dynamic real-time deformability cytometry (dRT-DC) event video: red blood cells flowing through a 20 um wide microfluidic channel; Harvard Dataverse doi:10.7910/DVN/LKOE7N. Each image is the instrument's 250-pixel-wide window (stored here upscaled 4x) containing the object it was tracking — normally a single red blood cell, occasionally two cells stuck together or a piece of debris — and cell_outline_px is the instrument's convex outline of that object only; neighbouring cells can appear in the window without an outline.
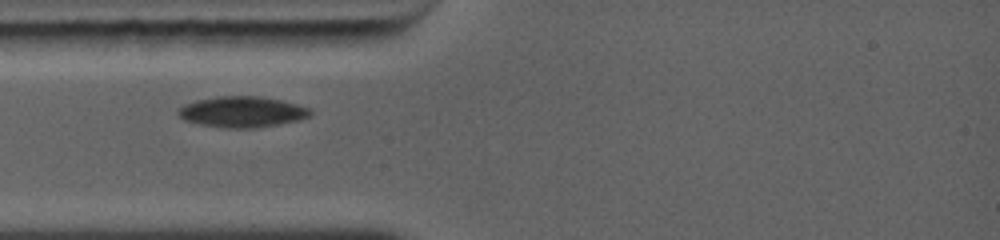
{"species": "common noctule bat (a hibernating species)", "species_latin": "Nyctalus noctula", "temperature_condition": "warm", "stored_images_in_passage": 44, "camera_frame_rate_fps": 5000, "um_per_image_px": 0.085, "animal": {"sex": "female", "body_mass_g": 19.0, "forearm_length_mm": 56.7}, "frame": {"image": 1, "passage_image": 1, "time_ms": 0.0, "image_size_px": [1000, 240], "cell_outline_px": [[312, 112], [308, 116], [300, 120], [280, 124], [256, 128], [224, 128], [200, 124], [184, 120], [176, 112], [184, 104], [196, 100], [216, 96], [260, 96], [280, 100], [296, 104], [308, 108]], "centroid_in_image_um": [20.56, 9.51], "position_along_channel_um": 64.4, "area_um2": 23.76}}
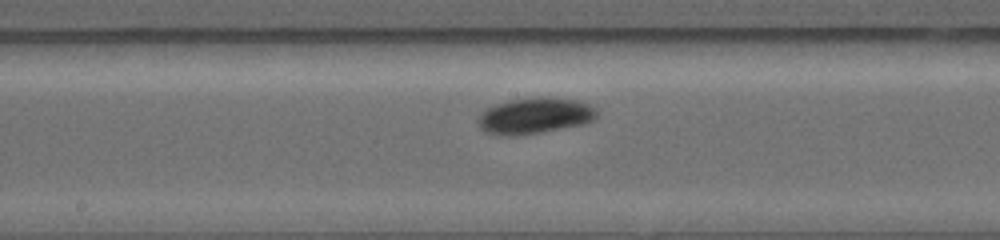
{"frame": {"image": 2, "passage_image": 23, "time_ms": 3.2, "image_size_px": [1000, 240], "cell_outline_px": [[596, 116], [592, 120], [584, 124], [540, 132], [516, 136], [496, 136], [484, 132], [480, 128], [480, 116], [488, 108], [496, 104], [508, 100], [540, 96], [576, 100], [588, 104], [596, 108]], "centroid_in_image_um": [45.45, 9.84], "position_along_channel_um": 202.8, "area_um2": 24.85}}
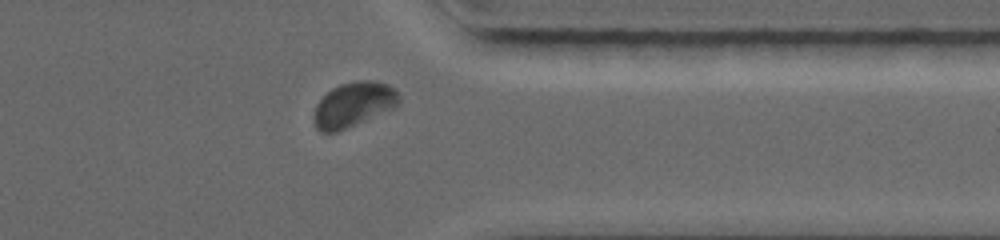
{"frame": {"image": 3, "passage_image": 39, "time_ms": 7.4, "image_size_px": [1000, 240], "cell_outline_px": [[400, 100], [392, 108], [336, 132], [320, 132], [316, 128], [312, 120], [312, 116], [316, 104], [332, 88], [340, 84], [360, 80], [372, 80], [388, 84], [396, 88], [400, 96]], "centroid_in_image_um": [30.02, 8.87], "position_along_channel_um": 381.4, "area_um2": 22.02}}